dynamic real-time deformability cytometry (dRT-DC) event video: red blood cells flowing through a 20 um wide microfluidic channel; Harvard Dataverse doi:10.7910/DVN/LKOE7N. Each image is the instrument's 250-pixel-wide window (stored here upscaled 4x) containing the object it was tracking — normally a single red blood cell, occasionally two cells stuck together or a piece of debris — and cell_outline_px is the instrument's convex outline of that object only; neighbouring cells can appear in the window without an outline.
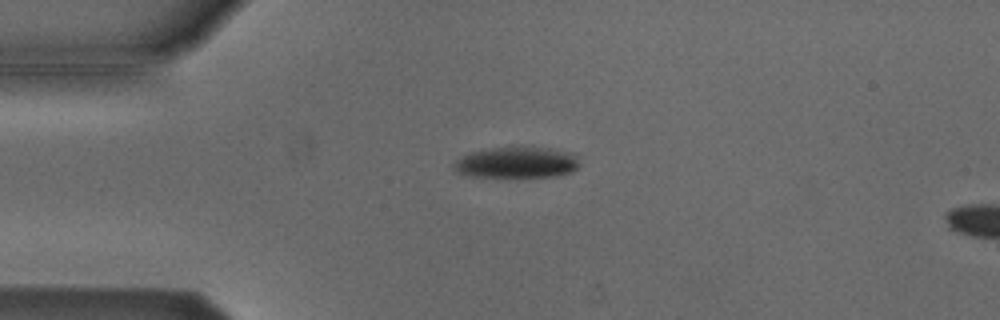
{"species": "Egyptian fruit bat (a non-hibernating species)", "species_latin": "Rousettus aegyptiacus", "temperature_condition": "cold", "stored_images_in_passage": 2, "camera_frame_rate_fps": 3000, "um_per_image_px": 0.085, "animal": {"sex": "male"}, "frame": {"image": 1, "passage_image": 1, "time_ms": 0.0, "image_size_px": [1000, 320], "cell_outline_px": [[580, 164], [572, 172], [556, 176], [468, 176], [456, 172], [452, 164], [460, 156], [468, 152], [496, 148], [548, 148], [568, 152], [576, 156]], "centroid_in_image_um": [43.88, 13.82], "position_along_channel_um": 41.1, "area_um2": 22.37}}